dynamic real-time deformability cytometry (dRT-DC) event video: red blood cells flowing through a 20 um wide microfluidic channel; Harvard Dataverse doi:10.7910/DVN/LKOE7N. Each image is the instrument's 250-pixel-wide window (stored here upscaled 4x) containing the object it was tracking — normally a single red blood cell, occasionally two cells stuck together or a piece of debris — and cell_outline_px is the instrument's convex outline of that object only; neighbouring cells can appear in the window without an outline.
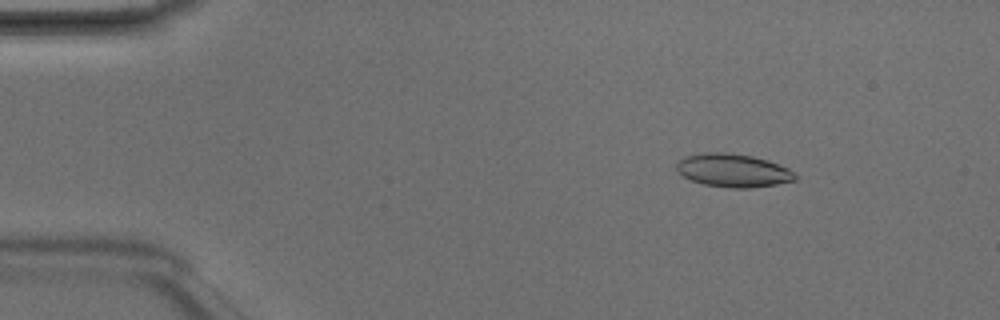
{"species": "Egyptian fruit bat (a non-hibernating species)", "species_latin": "Rousettus aegyptiacus", "temperature_condition": "room temperature", "stored_images_in_passage": 4, "camera_frame_rate_fps": 3000, "um_per_image_px": 0.085, "animal": {"sex": "male"}, "frame": {"image": 1, "passage_image": 2, "time_ms": 0.333, "image_size_px": [1000, 320], "cell_outline_px": [[796, 180], [776, 184], [748, 188], [728, 188], [704, 184], [688, 180], [676, 172], [676, 164], [684, 156], [704, 152], [724, 152], [752, 156], [768, 160], [788, 168], [796, 176]], "centroid_in_image_um": [62.25, 14.49], "position_along_channel_um": 22.7, "area_um2": 23.12}}